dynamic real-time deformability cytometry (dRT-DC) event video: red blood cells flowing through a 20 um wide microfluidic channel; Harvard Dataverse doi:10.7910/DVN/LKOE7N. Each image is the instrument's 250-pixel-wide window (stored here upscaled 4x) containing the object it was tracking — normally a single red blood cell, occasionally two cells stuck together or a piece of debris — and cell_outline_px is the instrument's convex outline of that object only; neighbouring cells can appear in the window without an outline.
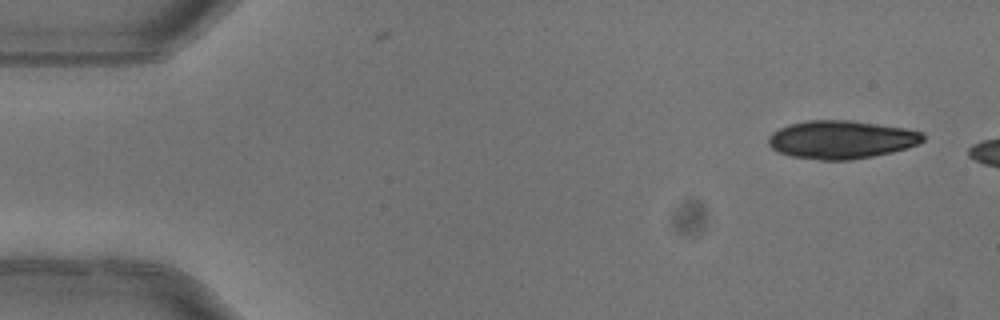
{"species": "common noctule bat (a hibernating species)", "species_latin": "Nyctalus noctula", "temperature_condition": "warm", "stored_images_in_passage": 2, "camera_frame_rate_fps": 3000, "um_per_image_px": 0.085, "animal": {"sex": "female"}, "frame": {"image": 1, "passage_image": 1, "time_ms": 0.0, "image_size_px": [1000, 320], "cell_outline_px": [[924, 140], [908, 148], [892, 152], [872, 156], [848, 160], [820, 160], [792, 156], [776, 152], [768, 144], [768, 136], [772, 132], [788, 124], [808, 120], [852, 120], [904, 128], [924, 132]], "centroid_in_image_um": [71.49, 11.86], "position_along_channel_um": 13.5, "area_um2": 34.51}}